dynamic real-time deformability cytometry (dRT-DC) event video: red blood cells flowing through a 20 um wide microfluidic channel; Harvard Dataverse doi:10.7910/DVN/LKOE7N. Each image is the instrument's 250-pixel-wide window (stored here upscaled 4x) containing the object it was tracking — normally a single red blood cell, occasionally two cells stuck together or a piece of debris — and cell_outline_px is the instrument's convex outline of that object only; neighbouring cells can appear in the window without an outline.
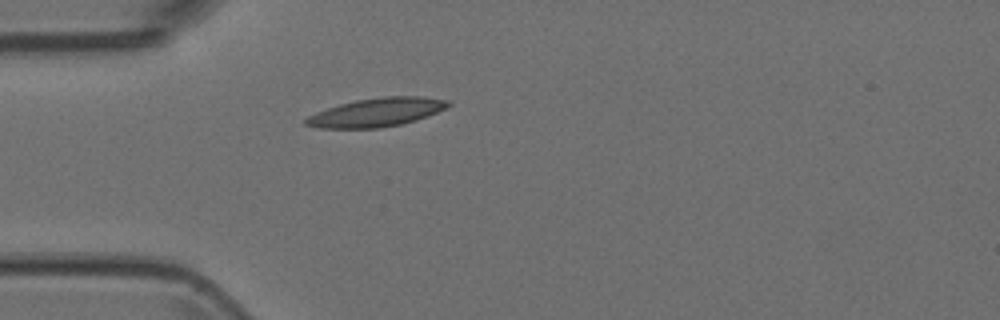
{"species": "Egyptian fruit bat (a non-hibernating species)", "species_latin": "Rousettus aegyptiacus", "temperature_condition": "room temperature", "stored_images_in_passage": 1, "camera_frame_rate_fps": 3000, "um_per_image_px": 0.085, "animal": {"sex": "female"}, "frame": {"image": 1, "passage_image": 1, "time_ms": 0.0, "image_size_px": [1000, 320], "cell_outline_px": [[452, 104], [428, 116], [416, 120], [400, 124], [380, 128], [316, 128], [304, 124], [304, 120], [308, 116], [316, 112], [340, 104], [356, 100], [384, 96], [420, 96], [452, 100]], "centroid_in_image_um": [32.02, 9.54], "position_along_channel_um": 53.0, "area_um2": 23.76}}